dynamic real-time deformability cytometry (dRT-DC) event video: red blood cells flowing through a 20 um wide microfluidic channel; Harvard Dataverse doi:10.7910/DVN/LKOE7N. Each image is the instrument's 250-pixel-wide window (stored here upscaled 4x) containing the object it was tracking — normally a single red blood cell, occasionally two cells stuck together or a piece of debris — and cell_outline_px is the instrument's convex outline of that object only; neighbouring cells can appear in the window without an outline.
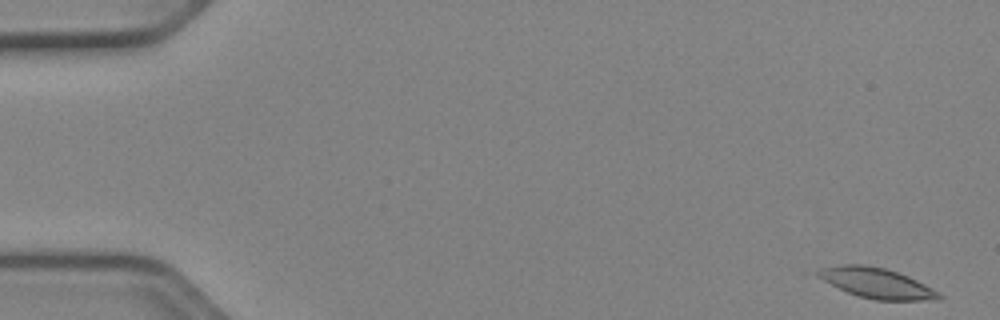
{"species": "Egyptian fruit bat (a non-hibernating species)", "species_latin": "Rousettus aegyptiacus", "temperature_condition": "cold", "stored_images_in_passage": 3, "camera_frame_rate_fps": 3000, "um_per_image_px": 0.085, "animal": {"sex": "female"}, "frame": {"image": 1, "passage_image": 1, "time_ms": 0.0, "image_size_px": [1000, 320], "cell_outline_px": [[944, 296], [940, 300], [876, 300], [860, 296], [848, 292], [816, 276], [812, 272], [820, 268], [844, 264], [860, 264], [884, 268], [908, 276], [940, 292]], "centroid_in_image_um": [74.53, 24.06], "position_along_channel_um": 10.5, "area_um2": 21.15}}